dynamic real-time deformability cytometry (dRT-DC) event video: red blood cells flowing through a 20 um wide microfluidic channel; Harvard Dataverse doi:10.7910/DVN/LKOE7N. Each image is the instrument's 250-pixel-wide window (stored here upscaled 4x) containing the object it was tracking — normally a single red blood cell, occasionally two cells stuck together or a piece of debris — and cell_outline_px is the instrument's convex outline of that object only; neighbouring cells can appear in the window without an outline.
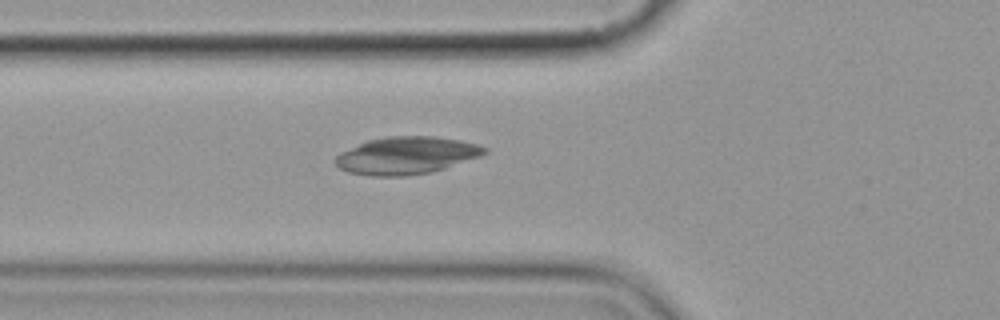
{"species": "common noctule bat (a hibernating species)", "species_latin": "Nyctalus noctula", "temperature_condition": "cold", "stored_images_in_passage": 2, "camera_frame_rate_fps": 3000, "um_per_image_px": 0.085, "animal": {"sex": "female", "body_mass_g": 19.9}, "frame": {"image": 1, "passage_image": 2, "time_ms": 1.0, "image_size_px": [1000, 320], "cell_outline_px": [[488, 152], [480, 156], [444, 168], [428, 172], [404, 176], [372, 176], [348, 172], [340, 168], [332, 160], [340, 152], [368, 140], [388, 136], [436, 136], [460, 140], [476, 144], [488, 148]], "centroid_in_image_um": [34.52, 13.21], "position_along_channel_um": 91.3, "area_um2": 32.37}}